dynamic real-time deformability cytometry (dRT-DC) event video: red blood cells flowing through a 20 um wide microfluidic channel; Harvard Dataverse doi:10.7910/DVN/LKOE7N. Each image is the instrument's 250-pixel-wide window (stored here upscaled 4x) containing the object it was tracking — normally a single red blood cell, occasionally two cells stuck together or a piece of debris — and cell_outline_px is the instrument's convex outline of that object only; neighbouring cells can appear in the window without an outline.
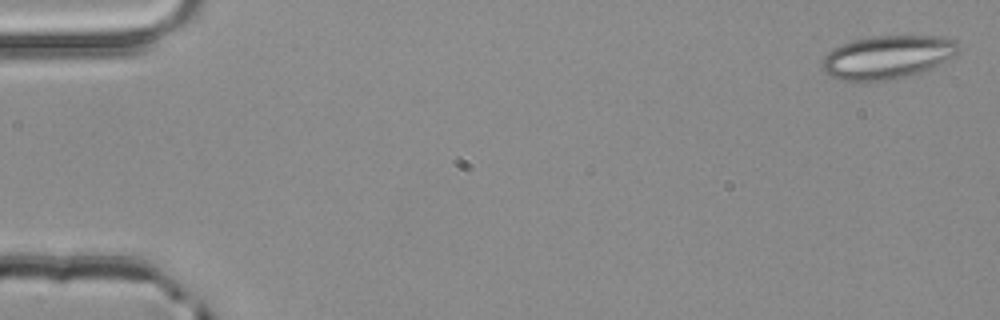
{"species": "common noctule bat (a hibernating species)", "species_latin": "Nyctalus noctula", "temperature_condition": "room temperature", "stored_images_in_passage": 4, "camera_frame_rate_fps": 3000, "um_per_image_px": 0.085, "animal": {"sex": "male", "body_mass_g": 20.4}, "frame": {"image": 1, "passage_image": 1, "time_ms": 0.0, "image_size_px": [1000, 320], "cell_outline_px": [[960, 48], [952, 56], [920, 72], [896, 80], [840, 80], [828, 76], [824, 72], [824, 56], [832, 48], [840, 44], [852, 40], [872, 36], [940, 36], [956, 40], [960, 44]], "centroid_in_image_um": [75.4, 4.84], "position_along_channel_um": 9.6, "area_um2": 34.16}}
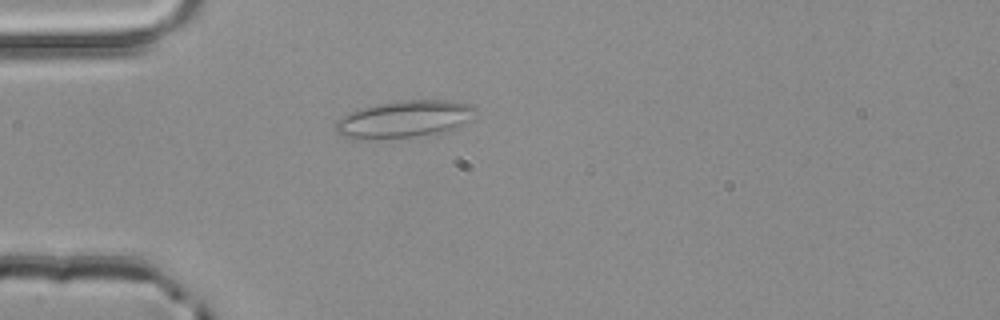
{"frame": {"image": 2, "passage_image": 4, "time_ms": 1.0, "image_size_px": [1000, 320], "cell_outline_px": [[476, 108], [472, 120], [456, 128], [416, 136], [352, 140], [336, 132], [332, 128], [336, 120], [360, 108], [376, 104], [400, 100], [448, 100], [468, 104]], "centroid_in_image_um": [34.32, 10.12], "position_along_channel_um": 50.7, "area_um2": 30.23}}